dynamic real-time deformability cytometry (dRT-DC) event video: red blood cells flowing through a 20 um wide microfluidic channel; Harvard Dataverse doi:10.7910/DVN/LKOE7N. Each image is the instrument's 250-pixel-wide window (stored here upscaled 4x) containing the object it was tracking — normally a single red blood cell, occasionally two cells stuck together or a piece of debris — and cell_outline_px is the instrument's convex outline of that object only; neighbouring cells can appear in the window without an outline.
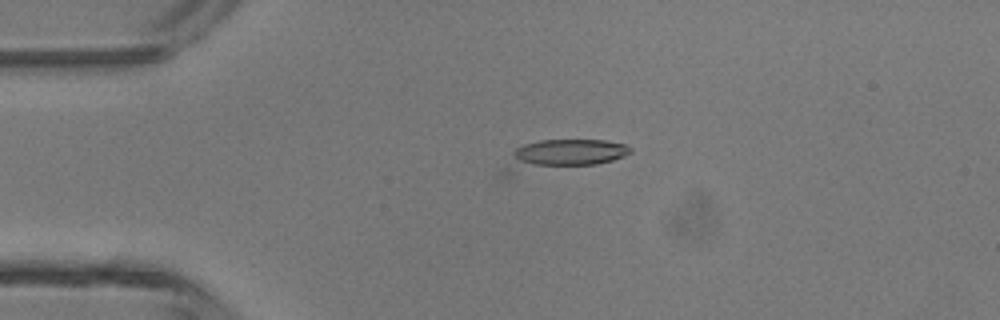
{"species": "common noctule bat (a hibernating species)", "species_latin": "Nyctalus noctula", "temperature_condition": "room temperature", "stored_images_in_passage": 11, "camera_frame_rate_fps": 3000, "um_per_image_px": 0.085, "animal": {"sex": "male", "body_mass_g": 13.3}, "frame": {"image": 1, "passage_image": 11, "time_ms": 3.333, "image_size_px": [1000, 320], "cell_outline_px": [[632, 152], [624, 156], [612, 160], [596, 164], [508, 180], [492, 176], [512, 152], [516, 148], [524, 144], [540, 140], [604, 140], [624, 144], [632, 148]], "centroid_in_image_um": [47.45, 13.33], "position_along_channel_um": 37.5, "area_um2": 24.68}}